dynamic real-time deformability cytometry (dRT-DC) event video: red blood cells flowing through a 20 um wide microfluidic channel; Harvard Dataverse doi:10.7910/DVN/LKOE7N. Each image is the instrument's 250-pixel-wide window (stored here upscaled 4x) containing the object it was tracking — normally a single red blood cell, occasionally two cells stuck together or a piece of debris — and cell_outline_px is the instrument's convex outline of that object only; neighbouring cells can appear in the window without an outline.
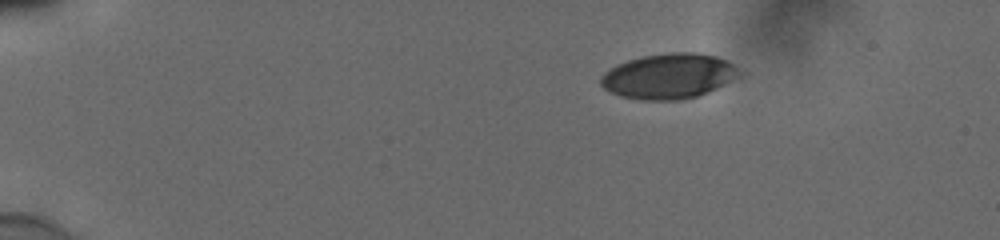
{"species": "human", "species_latin": "Homo sapiens", "temperature_condition": "cold", "stored_images_in_passage": 46, "camera_frame_rate_fps": 3000, "um_per_image_px": 0.085, "donor": {"sex": "male"}, "frame": {"image": 1, "passage_image": 1, "time_ms": 0.0, "image_size_px": [1000, 240], "cell_outline_px": [[748, 72], [708, 92], [696, 96], [680, 100], [640, 100], [620, 96], [608, 92], [600, 84], [600, 76], [604, 72], [616, 64], [628, 60], [644, 56], [668, 52], [696, 52], [716, 56], [728, 60]], "centroid_in_image_um": [56.88, 6.46], "position_along_channel_um": 28.1, "area_um2": 37.11}}
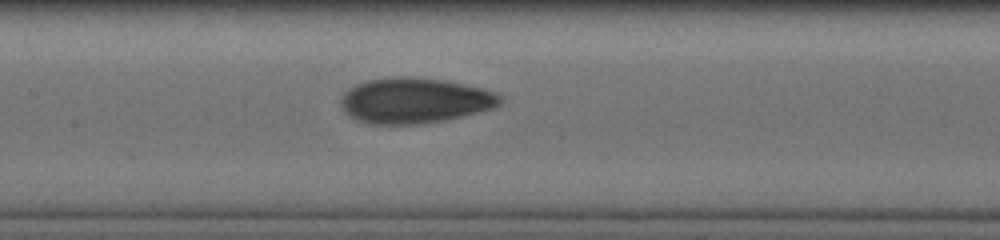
{"frame": {"image": 2, "passage_image": 20, "time_ms": 6.333, "image_size_px": [1000, 240], "cell_outline_px": [[504, 100], [500, 104], [492, 108], [444, 120], [420, 124], [372, 124], [356, 120], [340, 104], [340, 100], [344, 92], [348, 88], [356, 84], [368, 80], [392, 76], [408, 76], [444, 80], [464, 84], [480, 88], [492, 92], [500, 96]], "centroid_in_image_um": [35.21, 8.53], "position_along_channel_um": 172.2, "area_um2": 41.91}}
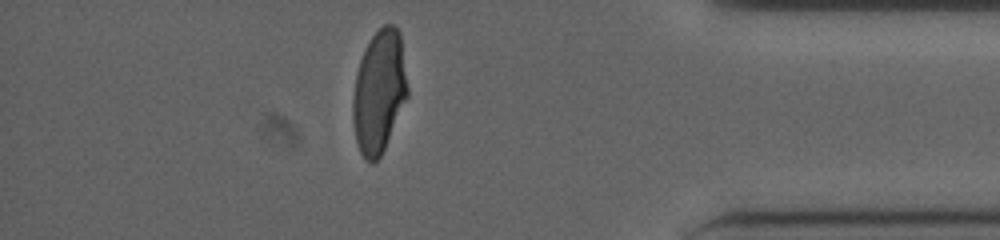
{"frame": {"image": 3, "passage_image": 40, "time_ms": 13.0, "image_size_px": [1000, 240], "cell_outline_px": [[408, 96], [384, 148], [380, 156], [372, 164], [360, 152], [356, 140], [352, 120], [352, 100], [356, 76], [360, 60], [372, 36], [384, 24], [392, 24], [400, 32], [408, 88]], "centroid_in_image_um": [32.22, 7.79], "position_along_channel_um": 403.0, "area_um2": 38.73}, "authors_computed_cell_mechanics": {"area_um2": 40.3444, "velocity_mm_per_s": 3.8625, "shape_relaxation_time_tau1_ms": 4.4861, "shape_relaxation_time_tau2_ms": 1.1738, "deformation_change_tau1": 0.175, "deformation_change_tau2": 0.0588}}